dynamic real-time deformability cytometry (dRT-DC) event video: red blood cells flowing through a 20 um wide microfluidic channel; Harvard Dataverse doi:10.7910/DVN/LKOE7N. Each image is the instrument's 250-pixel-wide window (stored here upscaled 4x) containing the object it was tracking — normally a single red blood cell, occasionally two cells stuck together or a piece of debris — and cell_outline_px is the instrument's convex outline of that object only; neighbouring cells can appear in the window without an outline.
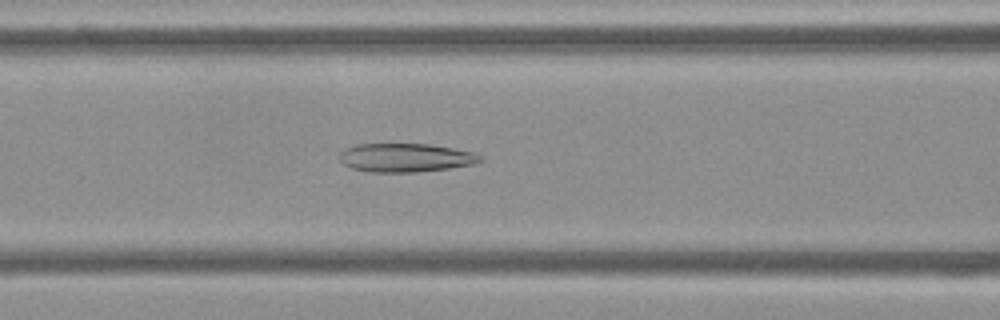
{"species": "Egyptian fruit bat (a non-hibernating species)", "species_latin": "Rousettus aegyptiacus", "temperature_condition": "cold", "stored_images_in_passage": 53, "camera_frame_rate_fps": 3000, "um_per_image_px": 0.085, "frame": {"image": 1, "passage_image": 21, "time_ms": 6.667, "image_size_px": [1000, 320], "cell_outline_px": [[484, 160], [476, 164], [448, 168], [416, 172], [368, 172], [352, 168], [344, 164], [340, 160], [340, 152], [344, 148], [356, 144], [428, 144], [452, 148], [472, 152], [484, 156]], "centroid_in_image_um": [34.49, 13.4], "position_along_channel_um": 132.1, "area_um2": 23.58}}
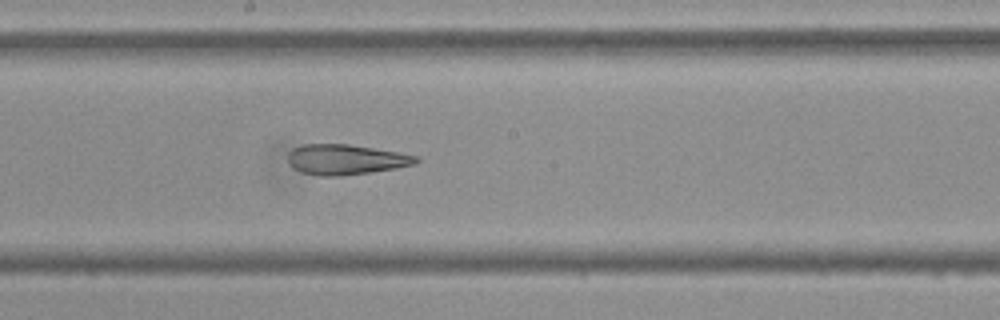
{"frame": {"image": 2, "passage_image": 28, "time_ms": 9.0, "image_size_px": [1000, 320], "cell_outline_px": [[420, 160], [416, 164], [396, 168], [372, 172], [340, 176], [320, 176], [300, 172], [292, 168], [288, 164], [288, 152], [292, 148], [304, 144], [348, 144], [400, 152], [420, 156]], "centroid_in_image_um": [29.39, 13.56], "position_along_channel_um": 218.8, "area_um2": 22.95}}
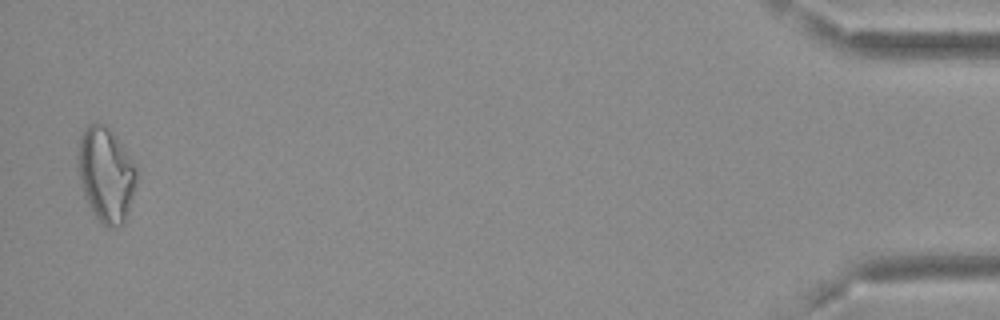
{"frame": {"image": 3, "passage_image": 52, "time_ms": 17.0, "image_size_px": [1000, 320], "cell_outline_px": [[140, 176], [124, 224], [116, 228], [108, 228], [92, 212], [84, 196], [76, 168], [76, 156], [80, 136], [84, 128], [88, 124], [104, 124], [116, 136], [132, 160]], "centroid_in_image_um": [9.0, 14.85], "position_along_channel_um": 426.2, "area_um2": 33.0}, "authors_computed_cell_mechanics": {"area_um2": 27.1082, "velocity_mm_per_s": 3.7086, "shape_relaxation_time_tau1_ms": null, "shape_relaxation_time_tau2_ms": 6.7244, "deformation_change_tau1": null, "deformation_change_tau2": 0.159}}